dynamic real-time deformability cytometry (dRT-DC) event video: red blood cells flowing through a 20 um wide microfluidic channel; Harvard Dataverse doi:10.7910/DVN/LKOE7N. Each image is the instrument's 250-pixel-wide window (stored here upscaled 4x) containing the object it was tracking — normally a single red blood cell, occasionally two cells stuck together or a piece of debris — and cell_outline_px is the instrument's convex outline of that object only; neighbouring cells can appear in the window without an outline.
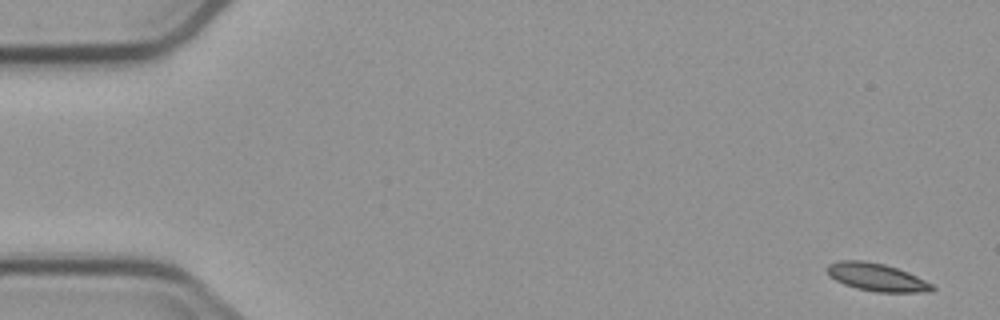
{"species": "common noctule bat (a hibernating species)", "species_latin": "Nyctalus noctula", "temperature_condition": "cold", "stored_images_in_passage": 6, "camera_frame_rate_fps": 3000, "um_per_image_px": 0.085, "animal": {"sex": "male", "body_mass_g": 23.1, "forearm_length_mm": 52.7}, "frame": {"image": 1, "passage_image": 1, "time_ms": 0.0, "image_size_px": [1000, 320], "cell_outline_px": [[936, 288], [932, 292], [876, 292], [856, 288], [844, 284], [828, 276], [824, 268], [828, 264], [840, 260], [864, 260], [884, 264], [908, 272], [932, 284]], "centroid_in_image_um": [74.48, 23.56], "position_along_channel_um": 10.5, "area_um2": 17.17}}